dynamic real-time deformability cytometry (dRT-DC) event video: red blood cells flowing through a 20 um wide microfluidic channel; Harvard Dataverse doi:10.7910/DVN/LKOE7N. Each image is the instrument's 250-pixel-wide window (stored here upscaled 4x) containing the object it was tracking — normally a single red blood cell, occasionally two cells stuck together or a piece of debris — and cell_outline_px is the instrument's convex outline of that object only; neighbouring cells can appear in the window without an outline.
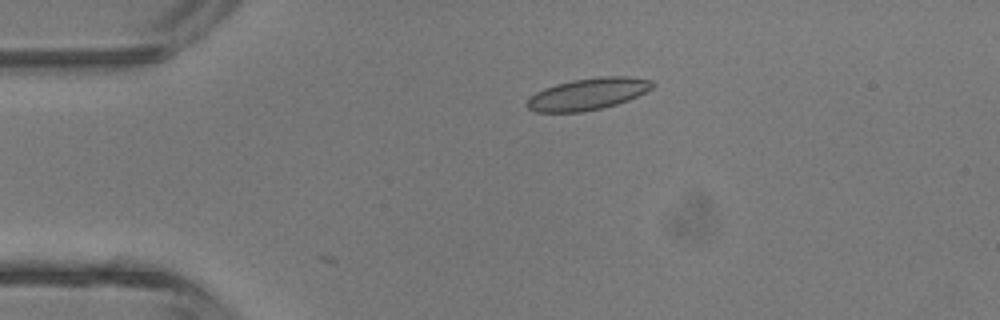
{"species": "common noctule bat (a hibernating species)", "species_latin": "Nyctalus noctula", "temperature_condition": "room temperature", "stored_images_in_passage": 4, "camera_frame_rate_fps": 3000, "um_per_image_px": 0.085, "animal": {"sex": "male", "body_mass_g": 13.3}, "frame": {"image": 1, "passage_image": 3, "time_ms": 2.667, "image_size_px": [1000, 320], "cell_outline_px": [[656, 84], [652, 88], [628, 100], [616, 104], [600, 108], [580, 112], [536, 112], [528, 108], [524, 104], [528, 96], [544, 88], [556, 84], [572, 80], [600, 76], [628, 76], [652, 80]], "centroid_in_image_um": [49.93, 7.98], "position_along_channel_um": 35.1, "area_um2": 23.29}}